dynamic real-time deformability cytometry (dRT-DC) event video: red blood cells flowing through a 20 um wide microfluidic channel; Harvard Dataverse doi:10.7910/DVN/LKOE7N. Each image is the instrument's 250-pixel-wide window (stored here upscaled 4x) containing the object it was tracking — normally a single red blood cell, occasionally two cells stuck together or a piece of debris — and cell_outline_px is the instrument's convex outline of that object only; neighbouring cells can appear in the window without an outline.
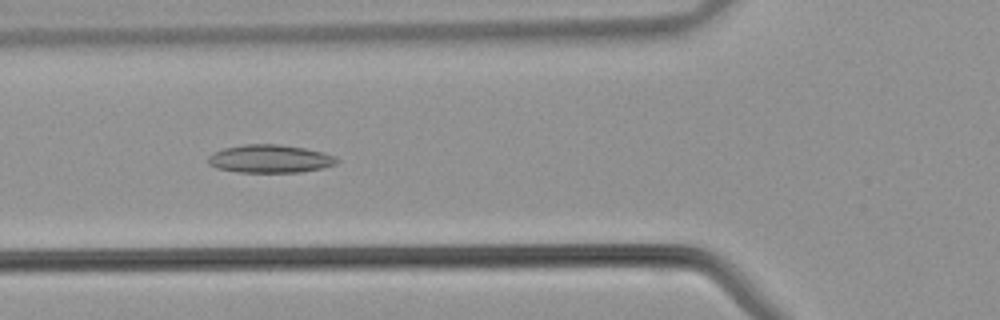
{"species": "common noctule bat (a hibernating species)", "species_latin": "Nyctalus noctula", "temperature_condition": "warm", "stored_images_in_passage": 41, "camera_frame_rate_fps": 3000, "um_per_image_px": 0.085, "animal": {"sex": "male", "body_mass_g": 21.5, "forearm_length_mm": 52.0}, "frame": {"image": 1, "passage_image": 14, "time_ms": 4.333, "image_size_px": [1000, 320], "cell_outline_px": [[340, 160], [336, 164], [324, 168], [300, 172], [236, 172], [216, 168], [208, 164], [208, 156], [212, 152], [224, 148], [244, 144], [280, 144], [304, 148], [324, 152]], "centroid_in_image_um": [22.93, 13.5], "position_along_channel_um": 102.9, "area_um2": 21.21}}
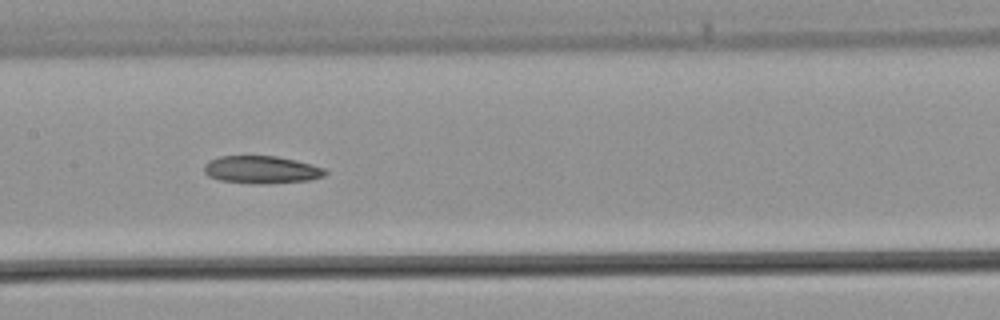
{"frame": {"image": 2, "passage_image": 19, "time_ms": 6.0, "image_size_px": [1000, 320], "cell_outline_px": [[328, 172], [324, 176], [308, 180], [268, 184], [252, 184], [220, 180], [208, 176], [204, 172], [204, 164], [208, 160], [220, 156], [276, 156], [296, 160], [312, 164], [324, 168]], "centroid_in_image_um": [22.21, 14.43], "position_along_channel_um": 185.2, "area_um2": 19.65}}
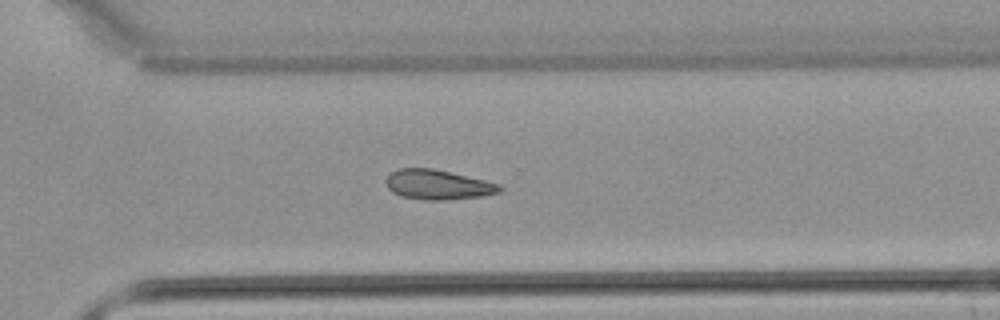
{"frame": {"image": 3, "passage_image": 28, "time_ms": 9.0, "image_size_px": [1000, 320], "cell_outline_px": [[504, 188], [500, 192], [484, 196], [444, 200], [424, 200], [400, 196], [392, 192], [388, 188], [384, 180], [396, 168], [432, 168], [484, 180], [500, 184]], "centroid_in_image_um": [37.21, 15.7], "position_along_channel_um": 333.4, "area_um2": 19.83}}